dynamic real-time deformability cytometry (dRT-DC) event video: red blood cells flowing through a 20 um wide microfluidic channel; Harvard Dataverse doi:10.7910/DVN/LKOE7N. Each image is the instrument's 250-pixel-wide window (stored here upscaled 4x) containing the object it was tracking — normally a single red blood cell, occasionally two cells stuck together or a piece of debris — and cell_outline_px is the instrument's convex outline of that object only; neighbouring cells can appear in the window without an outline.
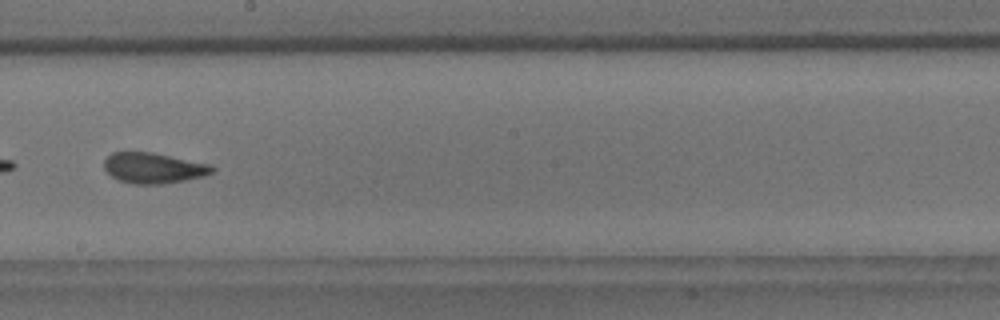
{"species": "common noctule bat (a hibernating species)", "species_latin": "Nyctalus noctula", "temperature_condition": "room temperature", "stored_images_in_passage": 8, "camera_frame_rate_fps": 3000, "um_per_image_px": 0.085, "animal": {"sex": "male", "body_mass_g": 18.8}, "frame": {"image": 1, "passage_image": 8, "time_ms": 8.0, "image_size_px": [1000, 320], "cell_outline_px": [[216, 168], [212, 172], [204, 176], [184, 180], [160, 184], [132, 184], [120, 180], [112, 176], [104, 168], [104, 160], [112, 152], [152, 152], [208, 164]], "centroid_in_image_um": [13.02, 14.28], "position_along_channel_um": 235.2, "area_um2": 19.02}}